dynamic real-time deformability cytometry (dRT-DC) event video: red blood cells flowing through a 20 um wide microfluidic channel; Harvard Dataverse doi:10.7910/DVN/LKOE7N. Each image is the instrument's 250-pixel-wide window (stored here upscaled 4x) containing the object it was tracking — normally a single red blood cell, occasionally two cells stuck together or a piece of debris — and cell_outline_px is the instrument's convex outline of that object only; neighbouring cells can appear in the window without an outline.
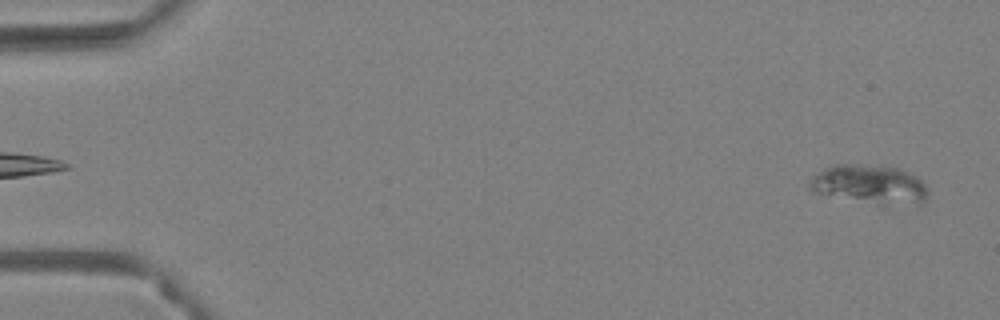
{"species": "Egyptian fruit bat (a non-hibernating species)", "species_latin": "Rousettus aegyptiacus", "temperature_condition": "warm", "stored_images_in_passage": 55, "camera_frame_rate_fps": 3000, "um_per_image_px": 0.085, "animal": {"sex": "female"}, "frame": {"image": 1, "passage_image": 2, "time_ms": 0.333, "image_size_px": [1000, 320], "cell_outline_px": [[928, 192], [924, 204], [884, 208], [812, 192], [808, 188], [808, 184], [812, 176], [816, 172], [832, 164], [884, 164], [900, 168], [912, 172], [924, 180], [928, 188]], "centroid_in_image_um": [73.99, 15.71], "position_along_channel_um": 11.0, "area_um2": 29.02}}
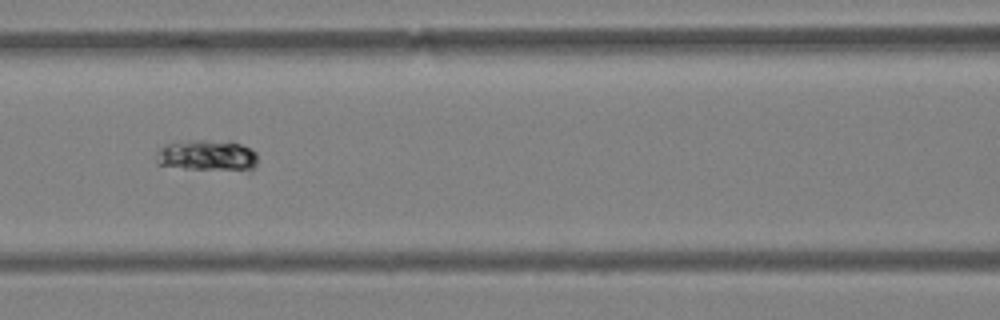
{"frame": {"image": 2, "passage_image": 25, "time_ms": 8.0, "image_size_px": [1000, 320], "cell_outline_px": [[256, 168], [252, 172], [184, 168], [156, 164], [156, 156], [160, 148], [164, 144], [188, 140], [232, 140], [256, 152]], "centroid_in_image_um": [17.67, 13.23], "position_along_channel_um": 148.9, "area_um2": 18.96}}
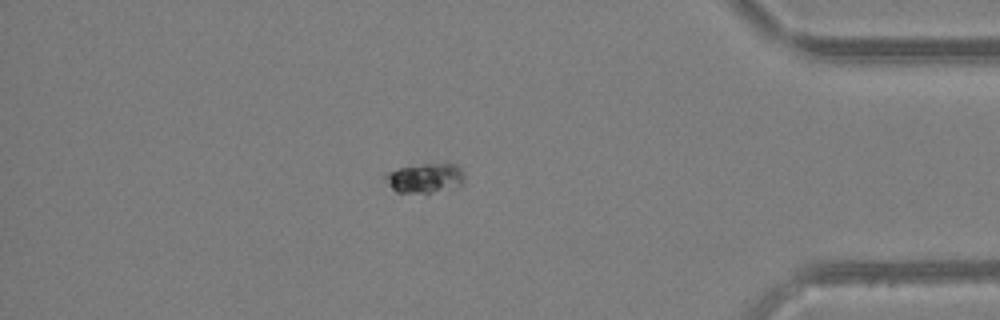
{"frame": {"image": 3, "passage_image": 48, "time_ms": 15.667, "image_size_px": [1000, 320], "cell_outline_px": [[464, 184], [428, 196], [396, 192], [384, 180], [384, 176], [388, 172], [400, 168], [424, 164], [460, 164], [464, 172]], "centroid_in_image_um": [36.18, 15.19], "position_along_channel_um": 399.0, "area_um2": 14.33}}